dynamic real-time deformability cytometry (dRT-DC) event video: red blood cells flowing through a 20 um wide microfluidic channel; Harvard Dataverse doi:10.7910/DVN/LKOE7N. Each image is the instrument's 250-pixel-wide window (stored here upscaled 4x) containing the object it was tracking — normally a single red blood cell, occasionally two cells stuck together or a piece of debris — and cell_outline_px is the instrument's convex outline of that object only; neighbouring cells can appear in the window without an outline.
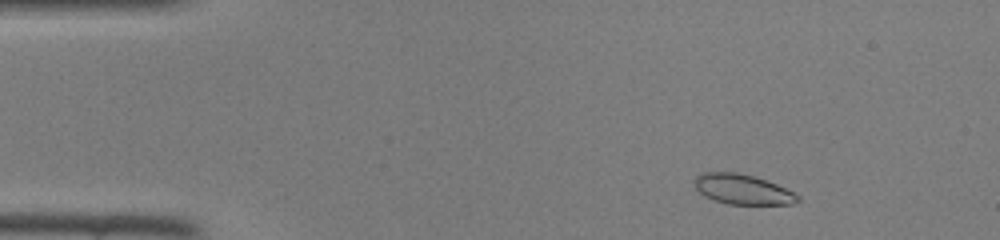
{"species": "common noctule bat (a hibernating species)", "species_latin": "Nyctalus noctula", "temperature_condition": "room temperature", "stored_images_in_passage": 43, "camera_frame_rate_fps": 3000, "um_per_image_px": 0.085, "animal": {"sex": "female", "body_mass_g": 22.0, "forearm_length_mm": 56.7}, "frame": {"image": 1, "passage_image": 3, "time_ms": 0.667, "image_size_px": [1000, 240], "cell_outline_px": [[800, 200], [792, 204], [728, 204], [704, 196], [692, 184], [692, 180], [700, 172], [736, 172], [752, 176], [776, 184], [800, 196]], "centroid_in_image_um": [63.06, 16.08], "position_along_channel_um": 21.9, "area_um2": 17.98}}
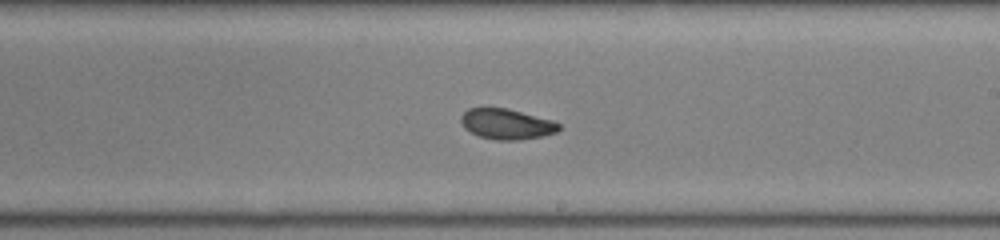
{"frame": {"image": 2, "passage_image": 24, "time_ms": 7.667, "image_size_px": [1000, 240], "cell_outline_px": [[560, 128], [556, 132], [544, 136], [520, 140], [496, 140], [480, 136], [464, 128], [460, 120], [460, 116], [468, 108], [508, 108], [552, 120], [560, 124]], "centroid_in_image_um": [43.07, 10.54], "position_along_channel_um": 245.9, "area_um2": 17.4}}
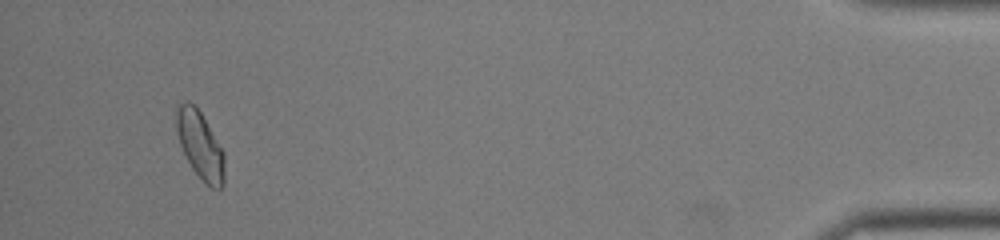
{"frame": {"image": 3, "passage_image": 41, "time_ms": 13.333, "image_size_px": [1000, 240], "cell_outline_px": [[224, 184], [220, 188], [212, 188], [204, 184], [192, 168], [180, 144], [176, 128], [176, 104], [188, 100], [196, 104], [224, 152]], "centroid_in_image_um": [17.0, 12.3], "position_along_channel_um": 418.2, "area_um2": 19.07}}